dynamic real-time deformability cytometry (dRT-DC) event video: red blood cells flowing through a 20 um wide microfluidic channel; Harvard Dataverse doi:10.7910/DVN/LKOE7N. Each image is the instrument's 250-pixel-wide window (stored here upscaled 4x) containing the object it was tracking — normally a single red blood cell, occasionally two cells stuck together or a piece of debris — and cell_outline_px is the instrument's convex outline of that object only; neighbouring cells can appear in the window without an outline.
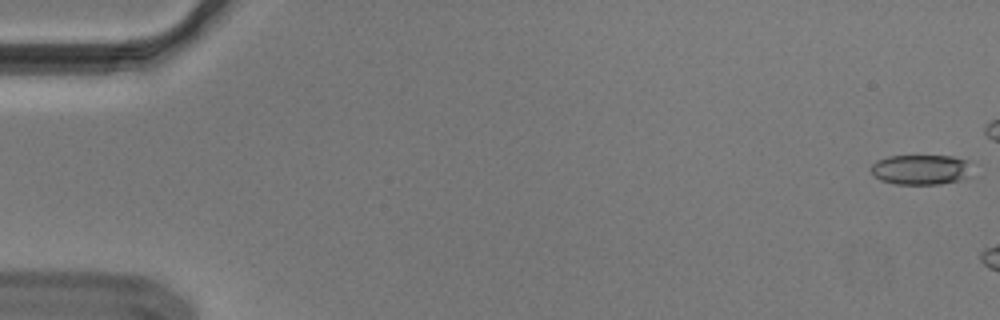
{"species": "Egyptian fruit bat (a non-hibernating species)", "species_latin": "Rousettus aegyptiacus", "temperature_condition": "cold", "stored_images_in_passage": 7, "camera_frame_rate_fps": 3000, "um_per_image_px": 0.085, "animal": {"sex": "male"}, "frame": {"image": 1, "passage_image": 1, "time_ms": 0.0, "image_size_px": [1000, 320], "cell_outline_px": [[968, 176], [960, 180], [940, 184], [896, 184], [880, 180], [872, 172], [872, 164], [876, 160], [888, 156], [952, 156], [968, 160]], "centroid_in_image_um": [78.24, 14.41], "position_along_channel_um": 6.8, "area_um2": 17.51}}